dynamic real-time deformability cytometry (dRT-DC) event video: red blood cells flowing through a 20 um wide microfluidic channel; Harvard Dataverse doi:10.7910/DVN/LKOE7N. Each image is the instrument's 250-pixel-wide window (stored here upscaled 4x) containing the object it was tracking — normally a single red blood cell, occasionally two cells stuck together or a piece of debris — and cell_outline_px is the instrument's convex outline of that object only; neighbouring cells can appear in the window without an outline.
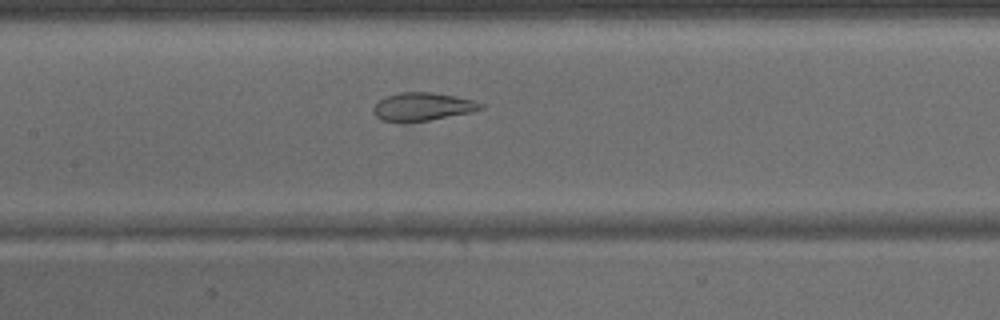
{"species": "common noctule bat (a hibernating species)", "species_latin": "Nyctalus noctula", "temperature_condition": "warm", "stored_images_in_passage": 14, "camera_frame_rate_fps": 3000, "um_per_image_px": 0.085, "animal": {"sex": "male", "body_mass_g": 15.6}, "frame": {"image": 1, "passage_image": 7, "time_ms": 2.0, "image_size_px": [1000, 320], "cell_outline_px": [[484, 108], [472, 112], [408, 124], [404, 124], [384, 120], [376, 116], [372, 112], [372, 108], [384, 96], [400, 92], [432, 92], [472, 100], [484, 104]], "centroid_in_image_um": [35.87, 9.09], "position_along_channel_um": 171.5, "area_um2": 17.86}}
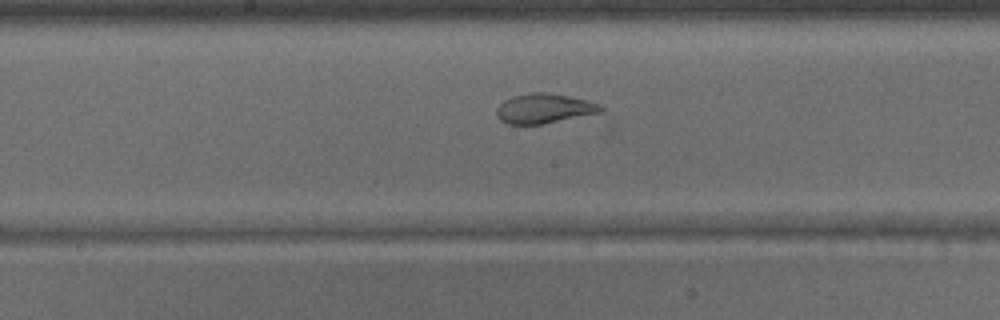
{"frame": {"image": 2, "passage_image": 9, "time_ms": 2.667, "image_size_px": [1000, 320], "cell_outline_px": [[604, 108], [600, 112], [540, 124], [508, 124], [500, 120], [496, 112], [496, 108], [504, 100], [512, 96], [532, 92], [544, 92], [568, 96], [600, 104]], "centroid_in_image_um": [46.2, 9.21], "position_along_channel_um": 202.0, "area_um2": 17.69}}
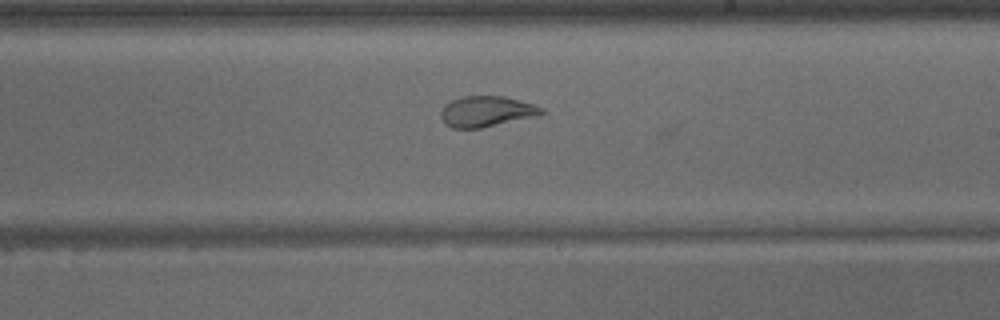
{"frame": {"image": 3, "passage_image": 12, "time_ms": 3.667, "image_size_px": [1000, 320], "cell_outline_px": [[548, 112], [532, 116], [480, 128], [452, 128], [444, 124], [440, 116], [440, 112], [444, 104], [460, 96], [504, 96], [532, 104], [544, 108]], "centroid_in_image_um": [41.29, 9.46], "position_along_channel_um": 247.7, "area_um2": 17.86}}